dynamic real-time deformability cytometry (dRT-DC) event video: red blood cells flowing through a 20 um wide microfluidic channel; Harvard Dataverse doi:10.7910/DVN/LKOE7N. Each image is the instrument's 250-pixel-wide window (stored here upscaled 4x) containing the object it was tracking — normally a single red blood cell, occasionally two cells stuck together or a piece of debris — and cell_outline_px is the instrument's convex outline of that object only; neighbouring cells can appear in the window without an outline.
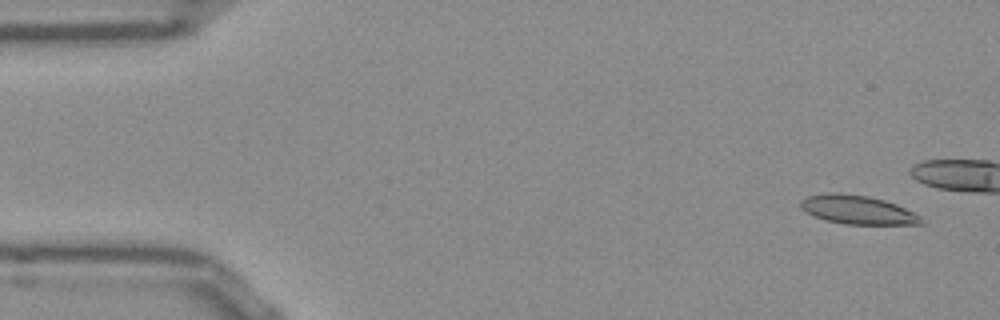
{"species": "Egyptian fruit bat (a non-hibernating species)", "species_latin": "Rousettus aegyptiacus", "temperature_condition": "room temperature", "stored_images_in_passage": 53, "camera_frame_rate_fps": 3000, "um_per_image_px": 0.085, "frame": {"image": 1, "passage_image": 3, "time_ms": 0.667, "image_size_px": [1000, 320], "cell_outline_px": [[924, 224], [844, 224], [824, 220], [800, 208], [800, 200], [808, 196], [828, 192], [836, 192], [868, 196], [884, 200], [896, 204], [920, 216]], "centroid_in_image_um": [72.87, 17.82], "position_along_channel_um": 12.1, "area_um2": 20.06}}
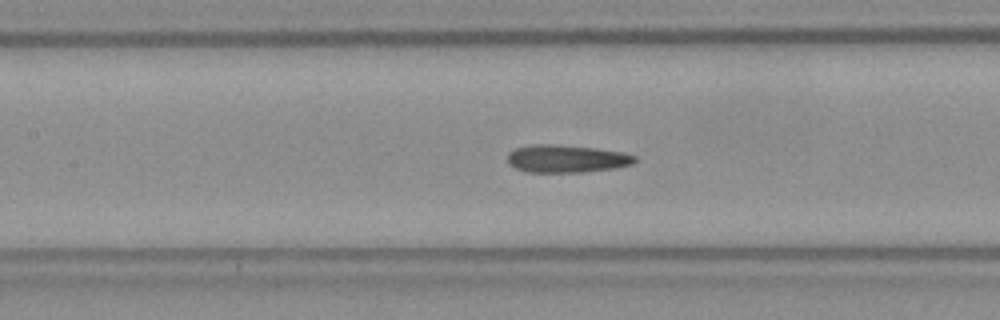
{"frame": {"image": 2, "passage_image": 23, "time_ms": 7.333, "image_size_px": [1000, 320], "cell_outline_px": [[636, 160], [632, 164], [616, 168], [584, 172], [524, 172], [508, 164], [508, 152], [516, 148], [532, 144], [552, 144], [592, 148], [624, 152], [636, 156]], "centroid_in_image_um": [48.14, 13.49], "position_along_channel_um": 159.3, "area_um2": 20.58}}
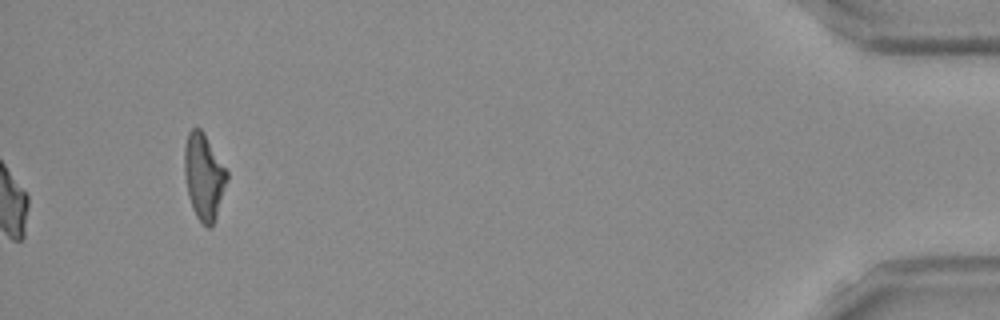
{"frame": {"image": 3, "passage_image": 53, "time_ms": 17.333, "image_size_px": [1000, 320], "cell_outline_px": [[228, 180], [216, 216], [212, 224], [208, 228], [196, 216], [192, 208], [188, 196], [184, 172], [184, 148], [188, 132], [192, 128], [200, 128], [204, 132], [228, 172]], "centroid_in_image_um": [17.32, 14.98], "position_along_channel_um": 417.9, "area_um2": 21.27}, "authors_computed_cell_mechanics": {"area_um2": 20.3456, "velocity_mm_per_s": 3.8712, "shape_relaxation_time_tau1_ms": 10.8472, "shape_relaxation_time_tau2_ms": 2.9682, "deformation_change_tau1": 0.222, "deformation_change_tau2": 0.1243}}